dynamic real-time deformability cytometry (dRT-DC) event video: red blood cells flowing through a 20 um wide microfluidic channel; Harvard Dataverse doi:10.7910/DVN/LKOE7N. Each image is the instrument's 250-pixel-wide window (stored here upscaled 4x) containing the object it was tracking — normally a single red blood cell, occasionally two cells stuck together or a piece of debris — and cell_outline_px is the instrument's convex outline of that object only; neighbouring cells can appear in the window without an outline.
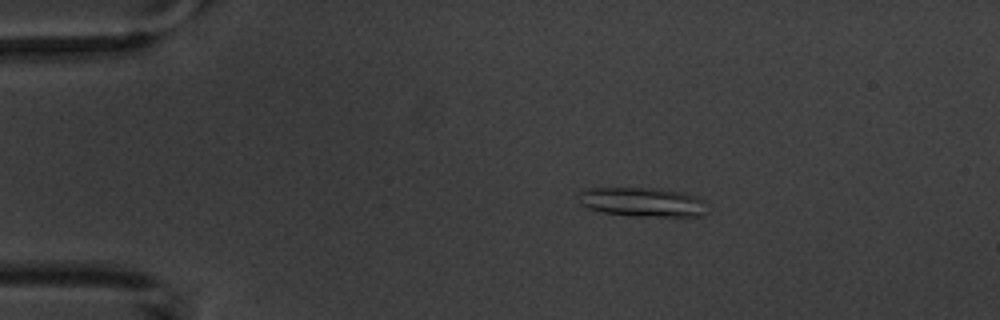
{"species": "common noctule bat (a hibernating species)", "species_latin": "Nyctalus noctula", "temperature_condition": "warm", "stored_images_in_passage": 4, "camera_frame_rate_fps": 3000, "um_per_image_px": 0.085, "animal": {"sex": "male", "body_mass_g": 20.1, "forearm_length_mm": 53.5}, "frame": {"image": 1, "passage_image": 3, "time_ms": 2.0, "image_size_px": [1000, 320], "cell_outline_px": [[708, 212], [704, 216], [640, 216], [604, 212], [588, 208], [580, 204], [576, 196], [580, 192], [588, 188], [652, 188], [684, 192], [696, 196], [704, 200]], "centroid_in_image_um": [54.63, 17.17], "position_along_channel_um": 30.4, "area_um2": 22.02}}